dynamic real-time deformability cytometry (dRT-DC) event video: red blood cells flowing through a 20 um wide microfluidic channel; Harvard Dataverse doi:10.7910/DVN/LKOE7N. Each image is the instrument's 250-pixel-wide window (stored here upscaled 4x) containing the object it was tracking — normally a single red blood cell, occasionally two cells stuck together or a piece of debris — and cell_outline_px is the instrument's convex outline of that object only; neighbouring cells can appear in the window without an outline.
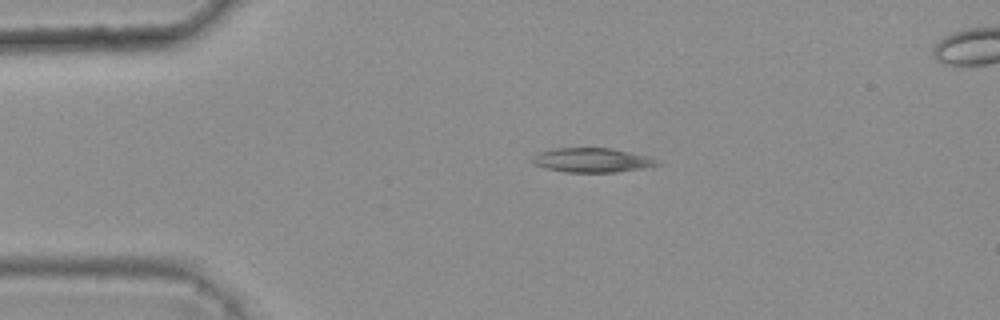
{"species": "common noctule bat (a hibernating species)", "species_latin": "Nyctalus noctula", "temperature_condition": "warm", "stored_images_in_passage": 36, "camera_frame_rate_fps": 3000, "um_per_image_px": 0.085, "animal": {"sex": "female", "body_mass_g": 25.1}, "frame": {"image": 1, "passage_image": 1, "time_ms": 0.0, "image_size_px": [1000, 320], "cell_outline_px": [[660, 164], [644, 168], [616, 172], [564, 172], [532, 164], [532, 156], [540, 152], [552, 148], [608, 148], [648, 156], [656, 160]], "centroid_in_image_um": [50.28, 13.61], "position_along_channel_um": 34.7, "area_um2": 17.51}}
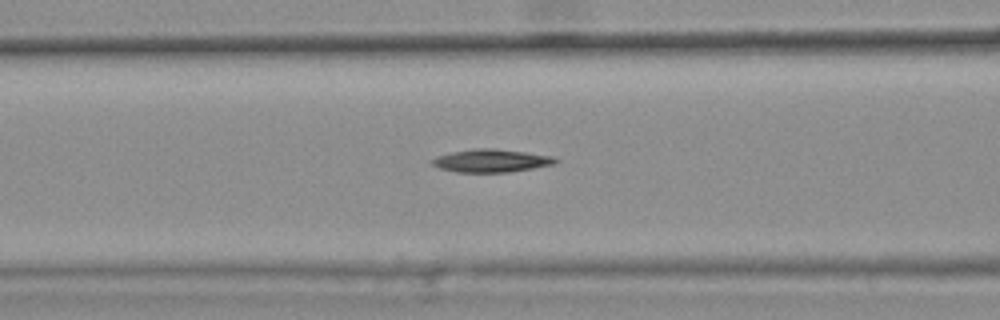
{"frame": {"image": 2, "passage_image": 11, "time_ms": 3.333, "image_size_px": [1000, 320], "cell_outline_px": [[560, 160], [556, 164], [508, 172], [456, 172], [440, 168], [432, 164], [432, 160], [436, 156], [452, 152], [472, 148], [496, 148], [552, 156]], "centroid_in_image_um": [41.77, 13.65], "position_along_channel_um": 124.8, "area_um2": 16.47}}
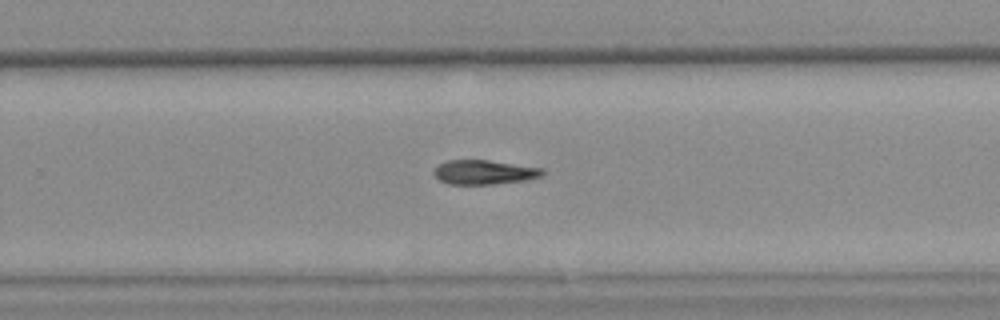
{"frame": {"image": 3, "passage_image": 24, "time_ms": 7.667, "image_size_px": [1000, 320], "cell_outline_px": [[544, 176], [524, 180], [492, 184], [448, 184], [440, 180], [432, 172], [440, 164], [448, 160], [488, 160], [544, 168]], "centroid_in_image_um": [41.18, 14.63], "position_along_channel_um": 288.6, "area_um2": 15.32}, "authors_computed_cell_mechanics": {"area_um2": 15.9817, "velocity_mm_per_s": 3.7905, "shape_relaxation_time_tau1_ms": 10.6826, "shape_relaxation_time_tau2_ms": null, "deformation_change_tau1": 0.1954, "deformation_change_tau2": null}}